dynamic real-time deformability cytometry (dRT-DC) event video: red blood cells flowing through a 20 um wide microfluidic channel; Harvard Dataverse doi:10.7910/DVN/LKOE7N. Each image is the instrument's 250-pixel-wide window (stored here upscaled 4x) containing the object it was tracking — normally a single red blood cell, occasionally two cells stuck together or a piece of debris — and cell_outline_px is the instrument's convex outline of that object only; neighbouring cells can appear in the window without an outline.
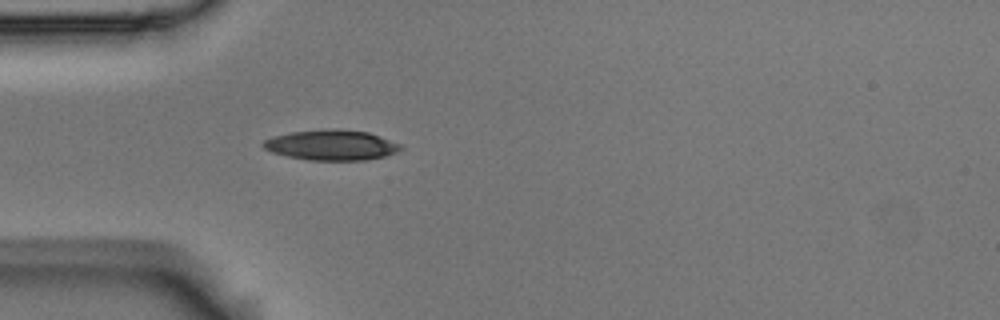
{"species": "Egyptian fruit bat (a non-hibernating species)", "species_latin": "Rousettus aegyptiacus", "temperature_condition": "room temperature", "stored_images_in_passage": 6, "camera_frame_rate_fps": 3000, "um_per_image_px": 0.085, "animal": {"sex": "male"}, "frame": {"image": 1, "passage_image": 6, "time_ms": 1.667, "image_size_px": [1000, 320], "cell_outline_px": [[404, 148], [396, 152], [384, 156], [368, 160], [308, 160], [288, 156], [272, 152], [264, 148], [260, 144], [264, 140], [272, 136], [292, 132], [336, 128], [368, 132], [400, 144]], "centroid_in_image_um": [28.16, 12.33], "position_along_channel_um": 56.8, "area_um2": 24.22}}